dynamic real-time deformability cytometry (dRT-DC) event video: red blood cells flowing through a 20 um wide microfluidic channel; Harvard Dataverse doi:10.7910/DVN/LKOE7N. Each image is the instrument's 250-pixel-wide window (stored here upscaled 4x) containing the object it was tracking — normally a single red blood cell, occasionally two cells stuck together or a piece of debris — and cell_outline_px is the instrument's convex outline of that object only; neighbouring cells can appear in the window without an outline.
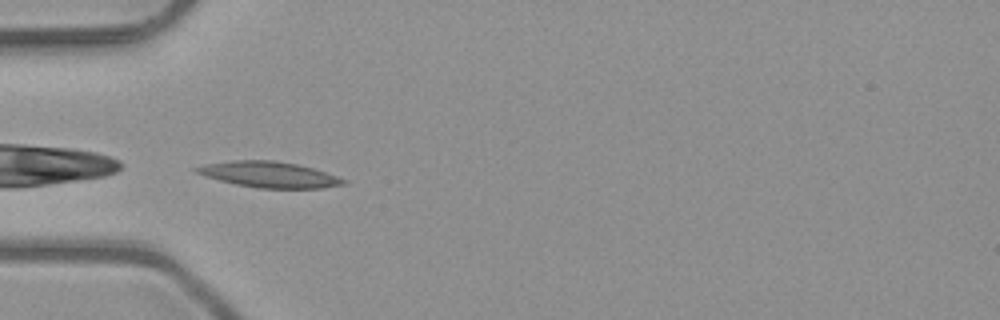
{"species": "common noctule bat (a hibernating species)", "species_latin": "Nyctalus noctula", "temperature_condition": "room temperature", "stored_images_in_passage": 7, "camera_frame_rate_fps": 3000, "um_per_image_px": 0.085, "animal": {"sex": "male", "body_mass_g": 23.1, "forearm_length_mm": 52.7}, "frame": {"image": 1, "passage_image": 5, "time_ms": 1.333, "image_size_px": [1000, 320], "cell_outline_px": [[348, 184], [324, 188], [260, 188], [236, 184], [204, 176], [196, 172], [192, 168], [204, 164], [228, 160], [272, 160], [296, 164], [312, 168], [348, 180]], "centroid_in_image_um": [22.87, 14.83], "position_along_channel_um": 62.1, "area_um2": 22.14}}
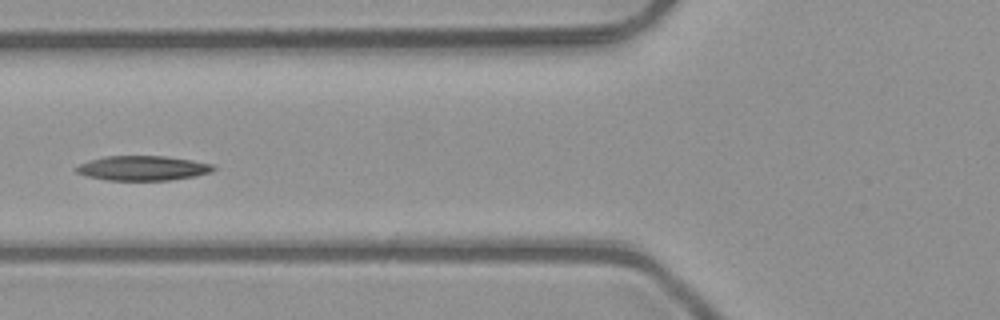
{"frame": {"image": 2, "passage_image": 6, "time_ms": 1.667, "image_size_px": [1000, 320], "cell_outline_px": [[216, 168], [212, 172], [196, 176], [168, 180], [108, 180], [88, 176], [76, 172], [76, 168], [80, 164], [104, 156], [164, 156], [192, 160], [212, 164]], "centroid_in_image_um": [12.18, 14.29], "position_along_channel_um": 113.6, "area_um2": 19.54}}
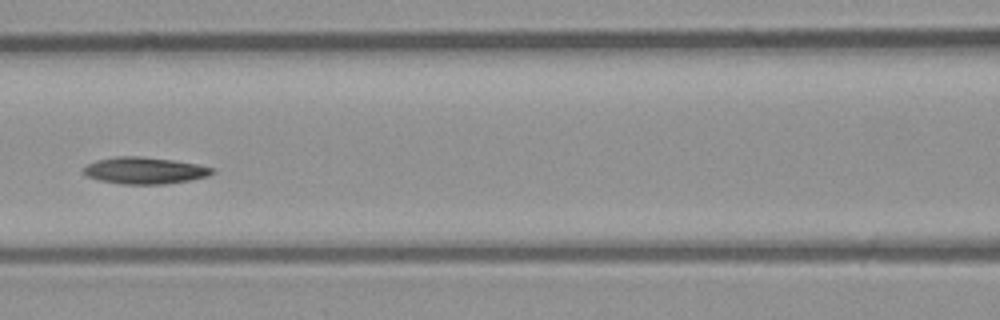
{"frame": {"image": 3, "passage_image": 7, "time_ms": 2.0, "image_size_px": [1000, 320], "cell_outline_px": [[216, 172], [208, 176], [188, 180], [164, 184], [120, 184], [100, 180], [84, 176], [84, 168], [88, 164], [96, 160], [116, 156], [140, 156], [172, 160], [196, 164], [216, 168]], "centroid_in_image_um": [12.3, 14.49], "position_along_channel_um": 154.3, "area_um2": 20.06}}